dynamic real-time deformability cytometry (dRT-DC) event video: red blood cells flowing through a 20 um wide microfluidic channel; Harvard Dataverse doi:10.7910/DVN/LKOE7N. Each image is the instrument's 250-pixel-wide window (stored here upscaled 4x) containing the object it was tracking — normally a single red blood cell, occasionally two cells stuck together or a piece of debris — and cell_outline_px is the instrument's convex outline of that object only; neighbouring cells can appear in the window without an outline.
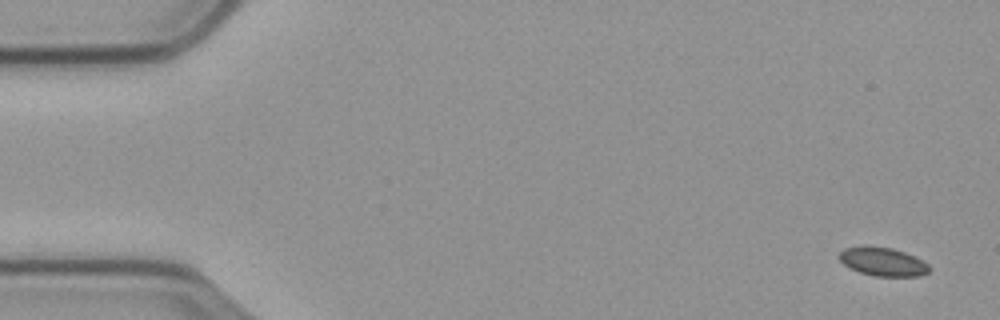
{"species": "common noctule bat (a hibernating species)", "species_latin": "Nyctalus noctula", "temperature_condition": "cold", "stored_images_in_passage": 57, "camera_frame_rate_fps": 3000, "um_per_image_px": 0.085, "animal": {"sex": "male", "body_mass_g": 23.1, "forearm_length_mm": 52.7}, "frame": {"image": 1, "passage_image": 1, "time_ms": 0.0, "image_size_px": [1000, 320], "cell_outline_px": [[928, 272], [920, 276], [876, 276], [860, 272], [848, 268], [836, 256], [844, 248], [860, 244], [868, 244], [892, 248], [904, 252], [928, 264]], "centroid_in_image_um": [74.94, 22.21], "position_along_channel_um": 10.1, "area_um2": 15.2}}
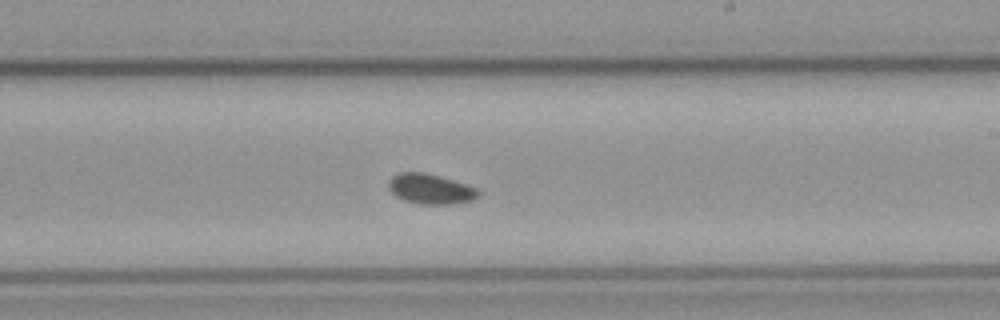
{"frame": {"image": 2, "passage_image": 33, "time_ms": 10.667, "image_size_px": [1000, 320], "cell_outline_px": [[480, 192], [472, 200], [448, 204], [420, 204], [404, 200], [396, 196], [388, 188], [388, 180], [392, 176], [400, 172], [424, 172], [440, 176], [476, 188]], "centroid_in_image_um": [36.53, 16.05], "position_along_channel_um": 252.5, "area_um2": 15.55}}
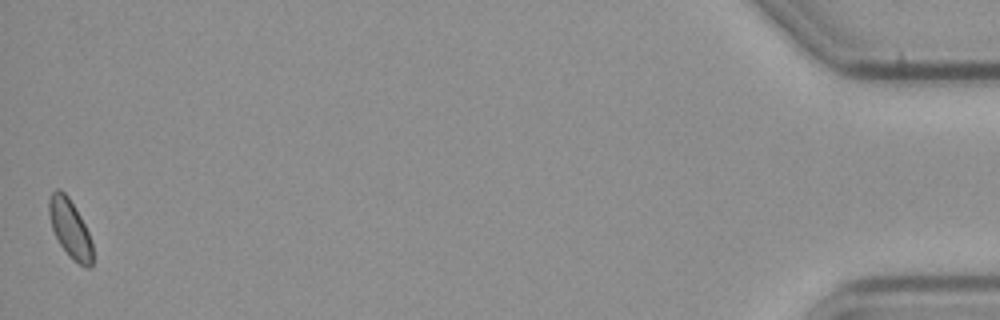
{"frame": {"image": 3, "passage_image": 57, "time_ms": 18.667, "image_size_px": [1000, 320], "cell_outline_px": [[92, 264], [88, 268], [72, 260], [60, 244], [52, 228], [48, 212], [48, 200], [52, 192], [56, 188], [60, 188], [68, 196], [80, 216], [88, 232], [92, 244]], "centroid_in_image_um": [5.93, 19.4], "position_along_channel_um": 429.3, "area_um2": 14.68}}